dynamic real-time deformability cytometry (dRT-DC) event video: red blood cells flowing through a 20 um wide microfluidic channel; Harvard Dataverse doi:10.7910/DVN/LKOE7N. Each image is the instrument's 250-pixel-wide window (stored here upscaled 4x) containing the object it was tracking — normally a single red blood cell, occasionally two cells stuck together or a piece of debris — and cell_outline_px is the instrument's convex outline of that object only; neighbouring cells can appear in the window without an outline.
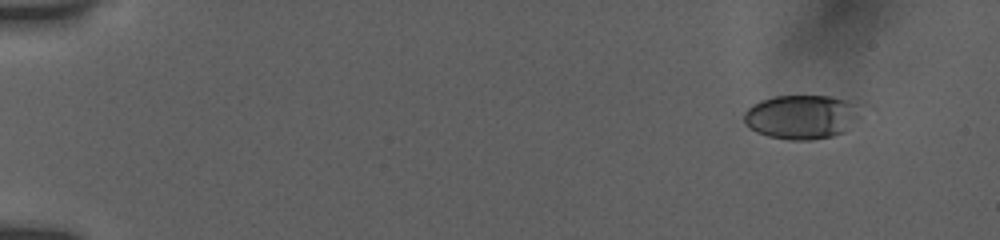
{"species": "human", "species_latin": "Homo sapiens", "temperature_condition": "room temperature", "stored_images_in_passage": 36, "camera_frame_rate_fps": 3000, "um_per_image_px": 0.085, "donor": {"sex": "female"}, "frame": {"image": 1, "passage_image": 3, "time_ms": 1.667, "image_size_px": [1000, 240], "cell_outline_px": [[856, 116], [844, 132], [832, 136], [812, 140], [792, 140], [768, 136], [756, 132], [744, 124], [744, 112], [752, 104], [760, 100], [776, 96], [832, 96], [856, 104]], "centroid_in_image_um": [68.03, 9.94], "position_along_channel_um": 17.0, "area_um2": 29.54}}
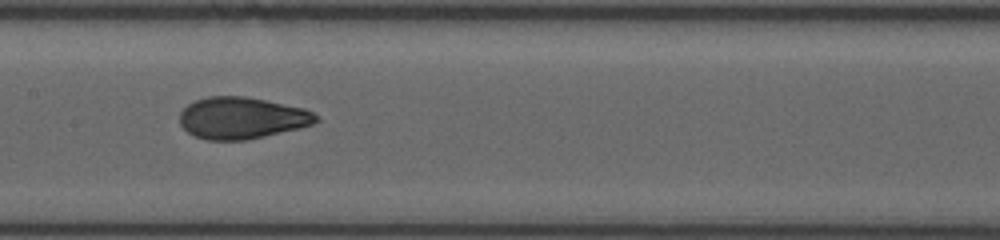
{"frame": {"image": 2, "passage_image": 16, "time_ms": 9.667, "image_size_px": [1000, 240], "cell_outline_px": [[320, 120], [312, 124], [248, 140], [208, 140], [196, 136], [188, 132], [180, 124], [180, 112], [188, 104], [196, 100], [208, 96], [244, 96], [304, 108], [320, 116]], "centroid_in_image_um": [20.54, 10.02], "position_along_channel_um": 186.9, "area_um2": 32.89}}
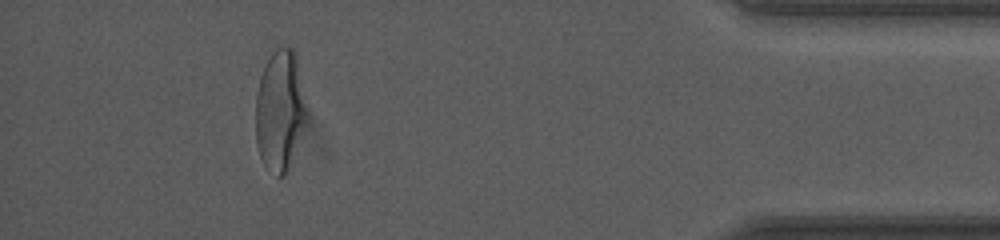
{"frame": {"image": 3, "passage_image": 32, "time_ms": 16.667, "image_size_px": [1000, 240], "cell_outline_px": [[308, 116], [284, 176], [280, 176], [264, 164], [260, 160], [256, 144], [256, 92], [260, 76], [272, 52], [276, 48], [292, 48], [296, 52], [308, 108]], "centroid_in_image_um": [23.8, 9.34], "position_along_channel_um": 411.4, "area_um2": 35.78}, "authors_computed_cell_mechanics": {"area_um2": 33.1483, "velocity_mm_per_s": 3.8738, "shape_relaxation_time_tau1_ms": 5.9395, "shape_relaxation_time_tau2_ms": 0.9033, "deformation_change_tau1": 0.2122, "deformation_change_tau2": 0.065}}